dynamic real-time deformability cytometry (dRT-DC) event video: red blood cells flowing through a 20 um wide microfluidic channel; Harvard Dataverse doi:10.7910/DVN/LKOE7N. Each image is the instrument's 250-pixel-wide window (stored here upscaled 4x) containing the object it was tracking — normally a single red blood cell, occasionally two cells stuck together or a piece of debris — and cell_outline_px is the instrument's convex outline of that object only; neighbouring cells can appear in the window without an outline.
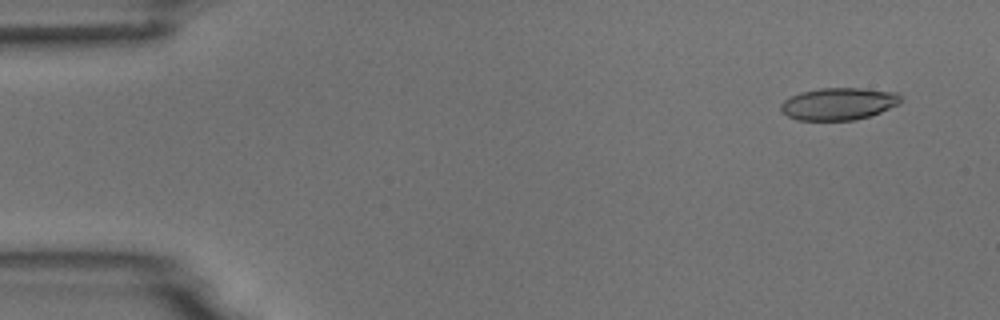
{"species": "common noctule bat (a hibernating species)", "species_latin": "Nyctalus noctula", "temperature_condition": "room temperature", "stored_images_in_passage": 54, "camera_frame_rate_fps": 3000, "um_per_image_px": 0.085, "animal": {"sex": "male", "body_mass_g": 18.8}, "frame": {"image": 1, "passage_image": 4, "time_ms": 1.0, "image_size_px": [1000, 320], "cell_outline_px": [[900, 104], [880, 112], [856, 120], [796, 120], [788, 116], [780, 108], [780, 104], [784, 100], [800, 92], [820, 88], [860, 88], [896, 92], [900, 96]], "centroid_in_image_um": [71.27, 8.82], "position_along_channel_um": 13.7, "area_um2": 22.43}}
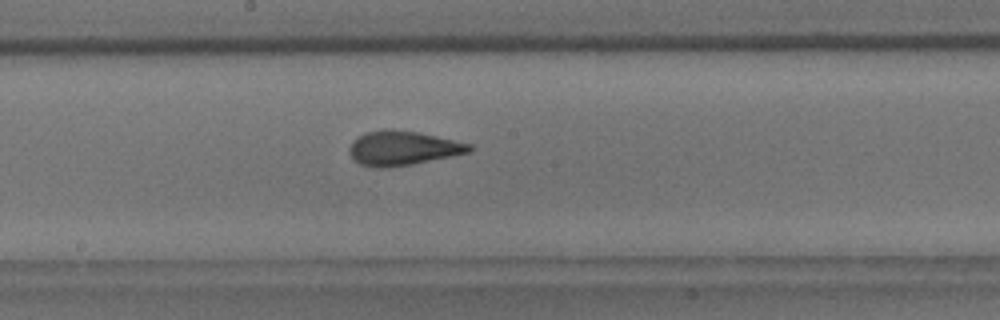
{"frame": {"image": 2, "passage_image": 29, "time_ms": 9.333, "image_size_px": [1000, 320], "cell_outline_px": [[472, 152], [412, 164], [388, 168], [372, 168], [360, 164], [348, 152], [348, 148], [352, 140], [368, 132], [392, 128], [420, 132], [472, 144]], "centroid_in_image_um": [34.24, 12.59], "position_along_channel_um": 214.0, "area_um2": 24.22}}
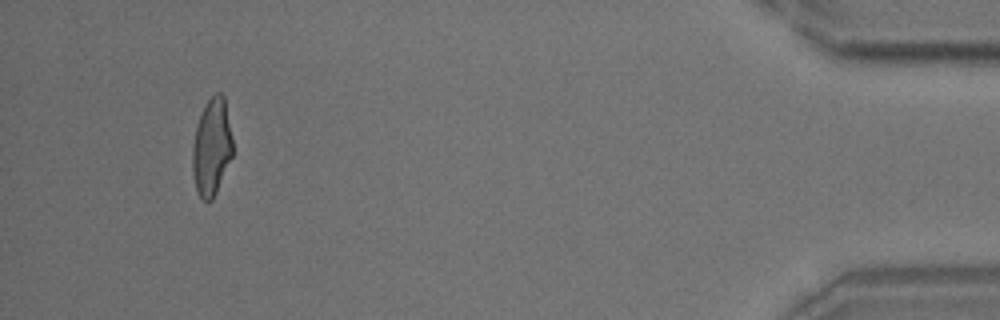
{"frame": {"image": 3, "passage_image": 51, "time_ms": 16.667, "image_size_px": [1000, 320], "cell_outline_px": [[232, 156], [216, 192], [212, 200], [208, 204], [200, 196], [196, 188], [192, 172], [192, 144], [196, 128], [204, 104], [216, 92], [220, 92], [224, 96], [232, 140]], "centroid_in_image_um": [17.98, 12.51], "position_along_channel_um": 417.2, "area_um2": 22.6}, "authors_computed_cell_mechanics": {"area_um2": 23.3801, "velocity_mm_per_s": 3.734, "shape_relaxation_time_tau1_ms": 7.0719, "shape_relaxation_time_tau2_ms": 1.2218, "deformation_change_tau1": 0.215, "deformation_change_tau2": 0.0965}}